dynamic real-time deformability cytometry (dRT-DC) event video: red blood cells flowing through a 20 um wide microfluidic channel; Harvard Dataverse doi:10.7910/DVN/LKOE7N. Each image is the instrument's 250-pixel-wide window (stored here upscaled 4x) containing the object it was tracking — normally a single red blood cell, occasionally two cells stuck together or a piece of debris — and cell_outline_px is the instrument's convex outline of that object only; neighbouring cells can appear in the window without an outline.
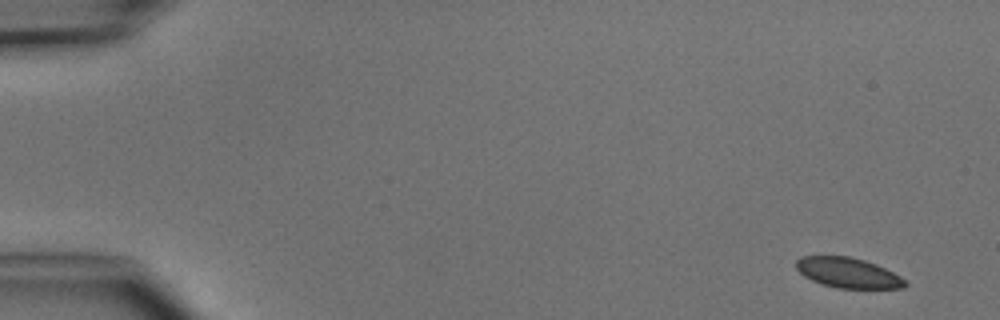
{"species": "common noctule bat (a hibernating species)", "species_latin": "Nyctalus noctula", "temperature_condition": "cold", "stored_images_in_passage": 5, "camera_frame_rate_fps": 3000, "um_per_image_px": 0.085, "animal": {"sex": "male", "body_mass_g": 15.6}, "frame": {"image": 1, "passage_image": 1, "time_ms": 0.0, "image_size_px": [1000, 320], "cell_outline_px": [[908, 284], [904, 288], [836, 288], [812, 280], [804, 276], [796, 268], [796, 260], [800, 256], [848, 256], [864, 260], [876, 264], [900, 276]], "centroid_in_image_um": [72.07, 23.18], "position_along_channel_um": 12.9, "area_um2": 19.02}}